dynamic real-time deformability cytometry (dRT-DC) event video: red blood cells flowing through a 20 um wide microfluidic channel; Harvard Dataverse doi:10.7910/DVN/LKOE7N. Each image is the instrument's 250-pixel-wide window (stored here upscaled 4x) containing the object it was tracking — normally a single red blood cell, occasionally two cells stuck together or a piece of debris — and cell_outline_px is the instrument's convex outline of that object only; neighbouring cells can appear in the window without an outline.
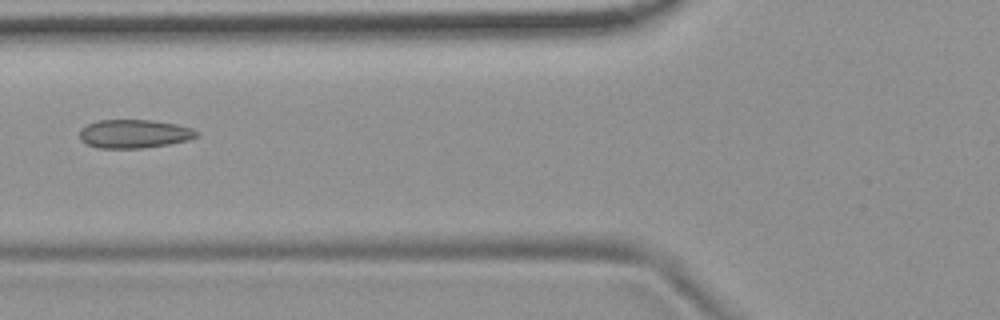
{"species": "common noctule bat (a hibernating species)", "species_latin": "Nyctalus noctula", "temperature_condition": "room temperature", "stored_images_in_passage": 3, "camera_frame_rate_fps": 3000, "um_per_image_px": 0.085, "animal": {"sex": "female", "body_mass_g": 19.9}, "frame": {"image": 1, "passage_image": 3, "time_ms": 0.667, "image_size_px": [1000, 320], "cell_outline_px": [[200, 132], [196, 136], [188, 140], [168, 144], [140, 148], [100, 148], [88, 144], [80, 140], [80, 128], [96, 120], [152, 120], [176, 124], [192, 128]], "centroid_in_image_um": [11.4, 11.36], "position_along_channel_um": 114.4, "area_um2": 19.42}}